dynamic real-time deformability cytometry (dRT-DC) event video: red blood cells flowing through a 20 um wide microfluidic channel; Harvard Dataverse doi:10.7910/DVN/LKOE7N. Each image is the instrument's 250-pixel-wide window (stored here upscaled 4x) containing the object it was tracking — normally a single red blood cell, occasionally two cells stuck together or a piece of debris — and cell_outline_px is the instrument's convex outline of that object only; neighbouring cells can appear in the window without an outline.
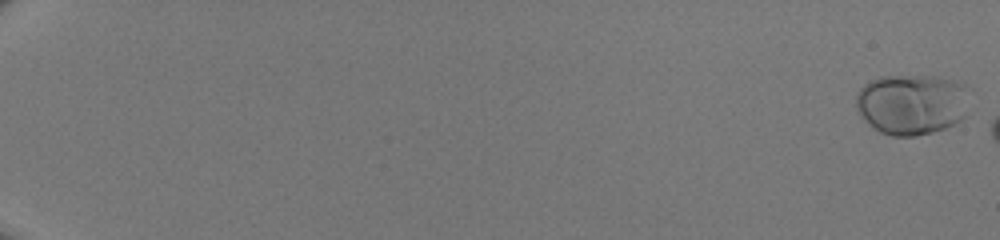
{"species": "human", "species_latin": "Homo sapiens", "temperature_condition": "room temperature", "stored_images_in_passage": 8, "camera_frame_rate_fps": 3000, "um_per_image_px": 0.085, "donor": {"sex": "male"}, "frame": {"image": 1, "passage_image": 1, "time_ms": 0.0, "image_size_px": [1000, 240], "cell_outline_px": [[964, 116], [956, 124], [932, 132], [916, 136], [892, 136], [880, 132], [868, 124], [860, 116], [856, 108], [856, 96], [860, 88], [864, 84], [880, 76], [932, 76], [952, 80], [964, 84]], "centroid_in_image_um": [77.41, 8.87], "position_along_channel_um": 7.6, "area_um2": 39.77}}